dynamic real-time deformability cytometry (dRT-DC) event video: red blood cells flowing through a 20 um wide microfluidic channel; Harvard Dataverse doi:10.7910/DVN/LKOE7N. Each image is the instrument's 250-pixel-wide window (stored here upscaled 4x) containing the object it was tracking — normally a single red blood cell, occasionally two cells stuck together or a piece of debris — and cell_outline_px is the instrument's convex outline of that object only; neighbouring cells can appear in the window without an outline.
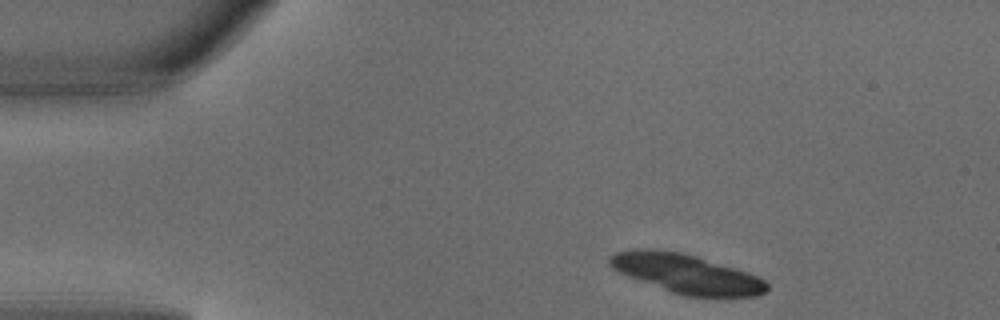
{"species": "common noctule bat (a hibernating species)", "species_latin": "Nyctalus noctula", "temperature_condition": "warm", "stored_images_in_passage": 3, "camera_frame_rate_fps": 3000, "um_per_image_px": 0.085, "animal": {"sex": "male", "body_mass_g": 18.8}, "frame": {"image": 1, "passage_image": 1, "time_ms": 0.0, "image_size_px": [1000, 320], "cell_outline_px": [[768, 288], [764, 292], [756, 296], [684, 296], [672, 292], [628, 276], [612, 268], [608, 264], [608, 256], [616, 252], [636, 248], [656, 248], [684, 252], [736, 268], [748, 272], [764, 280], [768, 284]], "centroid_in_image_um": [58.3, 23.23], "position_along_channel_um": 26.7, "area_um2": 35.89}}